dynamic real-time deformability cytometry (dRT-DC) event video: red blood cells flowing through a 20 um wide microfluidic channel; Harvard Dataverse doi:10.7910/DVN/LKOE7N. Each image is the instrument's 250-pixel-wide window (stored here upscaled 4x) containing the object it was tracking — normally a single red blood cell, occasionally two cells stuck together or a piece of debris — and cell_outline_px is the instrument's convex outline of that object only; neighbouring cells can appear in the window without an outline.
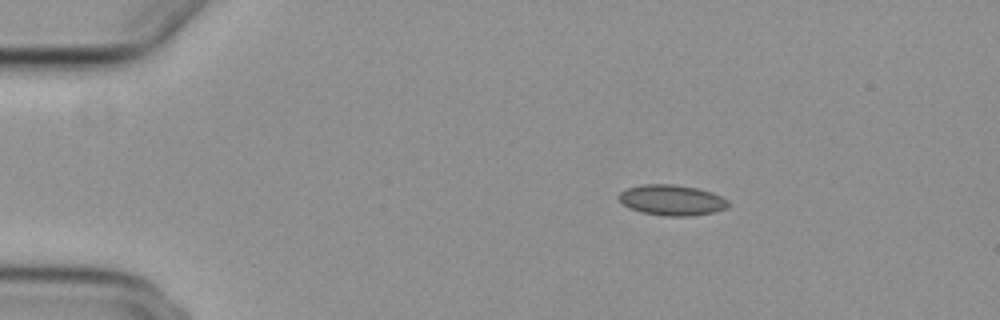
{"species": "common noctule bat (a hibernating species)", "species_latin": "Nyctalus noctula", "temperature_condition": "cold", "stored_images_in_passage": 9, "camera_frame_rate_fps": 3000, "um_per_image_px": 0.085, "animal": {"sex": "female", "body_mass_g": 29.2, "forearm_length_mm": 56.3}, "frame": {"image": 1, "passage_image": 1, "time_ms": 0.0, "image_size_px": [1000, 320], "cell_outline_px": [[728, 204], [724, 208], [716, 212], [692, 216], [664, 216], [640, 212], [628, 208], [620, 200], [620, 192], [624, 188], [640, 184], [676, 184], [696, 188], [712, 192], [728, 200]], "centroid_in_image_um": [57.08, 17.0], "position_along_channel_um": 27.9, "area_um2": 19.65}}